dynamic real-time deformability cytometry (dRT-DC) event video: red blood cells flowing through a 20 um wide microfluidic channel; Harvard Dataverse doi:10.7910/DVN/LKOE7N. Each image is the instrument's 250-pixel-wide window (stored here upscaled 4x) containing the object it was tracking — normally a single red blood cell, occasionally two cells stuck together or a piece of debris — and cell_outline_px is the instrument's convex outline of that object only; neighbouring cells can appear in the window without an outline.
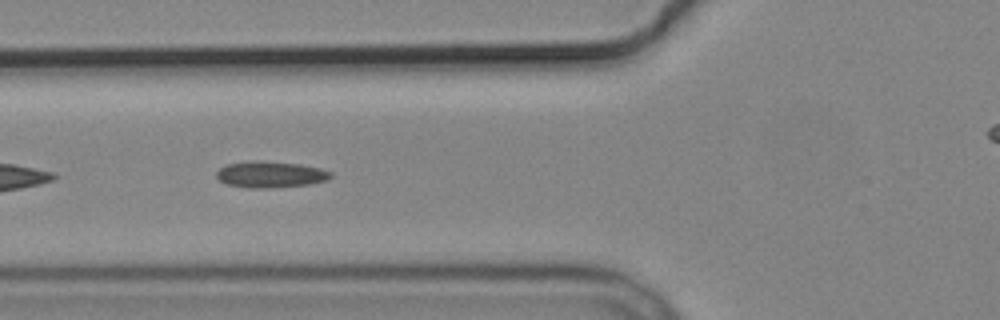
{"species": "common noctule bat (a hibernating species)", "species_latin": "Nyctalus noctula", "temperature_condition": "cold", "stored_images_in_passage": 10, "camera_frame_rate_fps": 3000, "um_per_image_px": 0.085, "animal": {"sex": "male", "body_mass_g": 19.2, "forearm_length_mm": 51.8}, "frame": {"image": 1, "passage_image": 7, "time_ms": 7.0, "image_size_px": [1000, 320], "cell_outline_px": [[332, 176], [328, 180], [312, 184], [272, 188], [248, 188], [228, 184], [216, 180], [216, 172], [220, 168], [228, 164], [252, 160], [260, 160], [300, 164], [320, 168], [332, 172]], "centroid_in_image_um": [22.99, 14.83], "position_along_channel_um": 102.8, "area_um2": 17.8}}
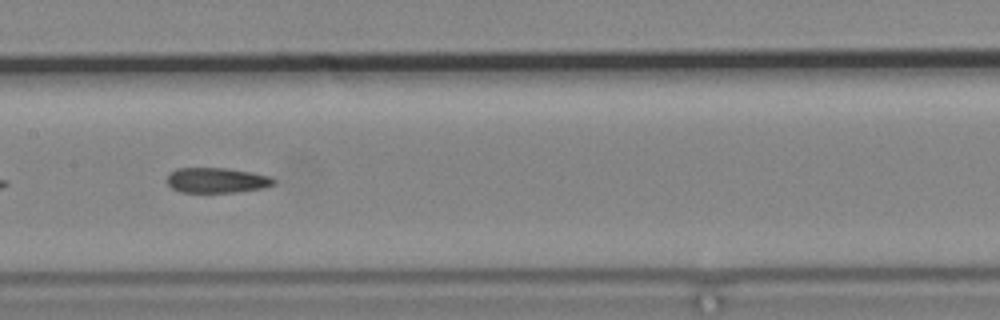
{"frame": {"image": 2, "passage_image": 9, "time_ms": 9.333, "image_size_px": [1000, 320], "cell_outline_px": [[276, 184], [264, 188], [236, 192], [180, 192], [172, 188], [168, 184], [168, 176], [176, 168], [224, 168], [252, 172], [268, 176], [276, 180]], "centroid_in_image_um": [18.45, 15.33], "position_along_channel_um": 188.9, "area_um2": 15.61}}
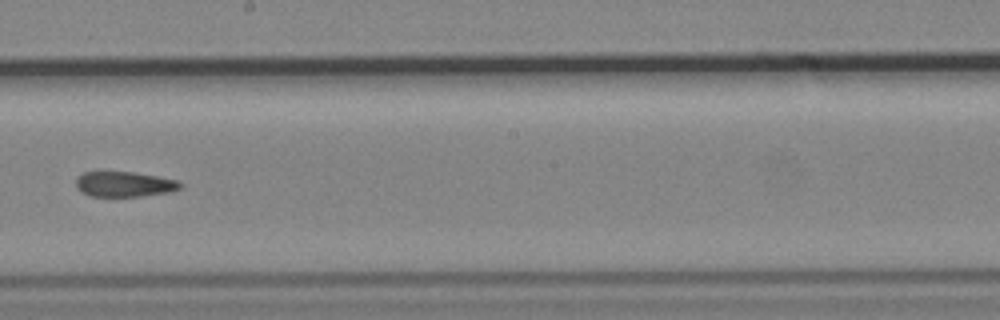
{"frame": {"image": 3, "passage_image": 10, "time_ms": 10.667, "image_size_px": [1000, 320], "cell_outline_px": [[184, 184], [180, 188], [168, 192], [140, 196], [88, 196], [80, 192], [76, 188], [76, 180], [84, 172], [132, 172], [180, 180]], "centroid_in_image_um": [10.57, 15.66], "position_along_channel_um": 237.6, "area_um2": 15.32}}